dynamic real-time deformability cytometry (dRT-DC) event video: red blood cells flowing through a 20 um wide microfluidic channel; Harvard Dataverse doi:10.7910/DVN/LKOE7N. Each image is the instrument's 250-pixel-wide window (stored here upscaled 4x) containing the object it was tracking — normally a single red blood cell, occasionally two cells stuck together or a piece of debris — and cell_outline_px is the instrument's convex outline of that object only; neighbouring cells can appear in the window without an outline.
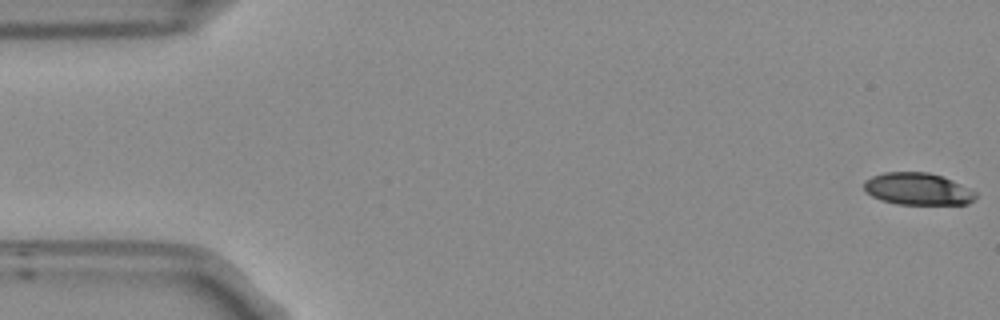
{"species": "Egyptian fruit bat (a non-hibernating species)", "species_latin": "Rousettus aegyptiacus", "temperature_condition": "room temperature", "stored_images_in_passage": 54, "camera_frame_rate_fps": 3000, "um_per_image_px": 0.085, "frame": {"image": 1, "passage_image": 1, "time_ms": 0.0, "image_size_px": [1000, 320], "cell_outline_px": [[976, 196], [968, 204], [896, 204], [880, 200], [864, 192], [864, 180], [872, 176], [884, 172], [928, 172], [952, 180], [976, 192]], "centroid_in_image_um": [77.95, 16.06], "position_along_channel_um": 7.0, "area_um2": 20.87}}
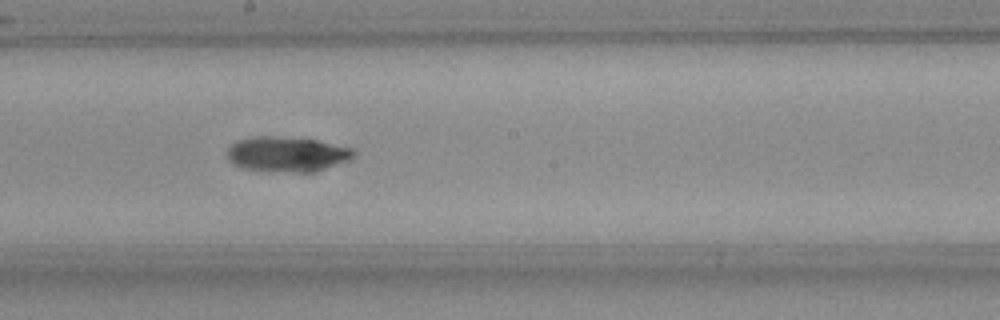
{"frame": {"image": 2, "passage_image": 29, "time_ms": 9.333, "image_size_px": [1000, 320], "cell_outline_px": [[356, 156], [348, 160], [336, 164], [304, 172], [268, 172], [240, 168], [228, 160], [228, 148], [232, 144], [240, 140], [252, 136], [276, 136], [316, 140], [352, 148], [356, 152]], "centroid_in_image_um": [24.34, 13.1], "position_along_channel_um": 223.9, "area_um2": 25.72}}
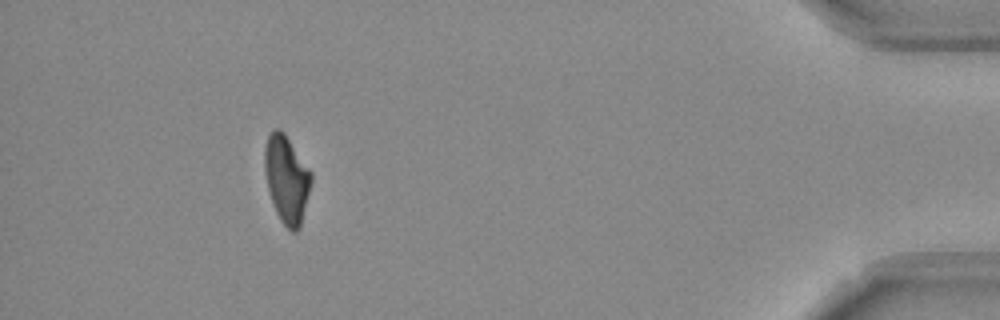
{"frame": {"image": 3, "passage_image": 49, "time_ms": 16.0, "image_size_px": [1000, 320], "cell_outline_px": [[312, 180], [300, 228], [296, 232], [292, 232], [280, 220], [272, 204], [268, 188], [264, 168], [264, 148], [268, 136], [272, 128], [280, 128], [284, 132], [312, 172]], "centroid_in_image_um": [24.36, 15.21], "position_along_channel_um": 410.8, "area_um2": 23.87}, "authors_computed_cell_mechanics": {"area_um2": 23.5824, "velocity_mm_per_s": 3.773, "shape_relaxation_time_tau1_ms": 7.2549, "shape_relaxation_time_tau2_ms": 5.5079, "deformation_change_tau1": 0.1988, "deformation_change_tau2": 0.1248}}